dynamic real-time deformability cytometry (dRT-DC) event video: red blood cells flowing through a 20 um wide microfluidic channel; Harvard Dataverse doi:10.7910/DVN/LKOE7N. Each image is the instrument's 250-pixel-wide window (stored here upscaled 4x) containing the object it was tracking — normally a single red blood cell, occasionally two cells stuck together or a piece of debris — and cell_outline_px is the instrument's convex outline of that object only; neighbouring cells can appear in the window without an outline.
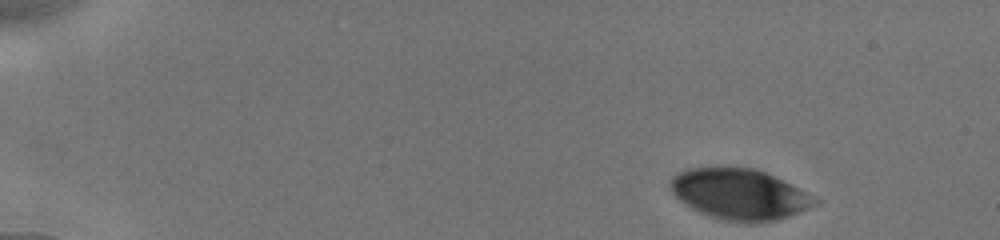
{"species": "human", "species_latin": "Homo sapiens", "temperature_condition": "cold", "stored_images_in_passage": 35, "camera_frame_rate_fps": 3000, "um_per_image_px": 0.085, "donor": {"sex": "male"}, "frame": {"image": 1, "passage_image": 1, "time_ms": 0.0, "image_size_px": [1000, 240], "cell_outline_px": [[820, 200], [816, 204], [808, 208], [788, 216], [776, 220], [756, 224], [744, 224], [724, 220], [708, 216], [692, 208], [680, 200], [672, 192], [668, 184], [672, 176], [676, 172], [688, 168], [756, 168]], "centroid_in_image_um": [62.8, 16.53], "position_along_channel_um": 22.2, "area_um2": 42.43}}
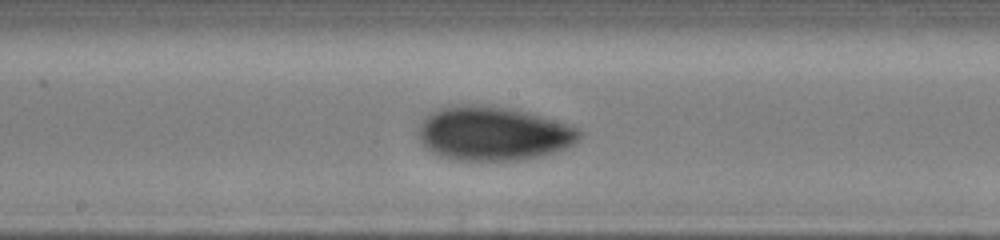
{"frame": {"image": 2, "passage_image": 18, "time_ms": 8.0, "image_size_px": [1000, 240], "cell_outline_px": [[584, 132], [576, 144], [568, 148], [540, 156], [520, 160], [452, 160], [440, 156], [432, 152], [420, 140], [416, 132], [420, 120], [424, 116], [440, 108], [456, 104], [480, 104], [504, 108], [524, 112], [540, 116], [568, 124], [580, 128]], "centroid_in_image_um": [41.91, 11.35], "position_along_channel_um": 206.3, "area_um2": 51.1}}
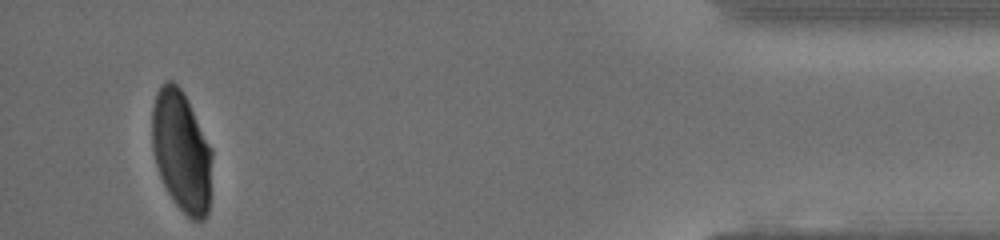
{"frame": {"image": 3, "passage_image": 33, "time_ms": 15.0, "image_size_px": [1000, 240], "cell_outline_px": [[212, 156], [208, 212], [204, 220], [192, 220], [176, 204], [168, 192], [160, 176], [156, 164], [152, 148], [152, 108], [156, 92], [164, 80], [172, 80], [184, 92], [212, 148]], "centroid_in_image_um": [15.42, 12.82], "position_along_channel_um": 419.8, "area_um2": 42.43}, "authors_computed_cell_mechanics": {"area_um2": 46.4712, "velocity_mm_per_s": 3.8716, "shape_relaxation_time_tau1_ms": 4.4157, "shape_relaxation_time_tau2_ms": 2.0701, "deformation_change_tau1": 0.1232, "deformation_change_tau2": 0.0486}}